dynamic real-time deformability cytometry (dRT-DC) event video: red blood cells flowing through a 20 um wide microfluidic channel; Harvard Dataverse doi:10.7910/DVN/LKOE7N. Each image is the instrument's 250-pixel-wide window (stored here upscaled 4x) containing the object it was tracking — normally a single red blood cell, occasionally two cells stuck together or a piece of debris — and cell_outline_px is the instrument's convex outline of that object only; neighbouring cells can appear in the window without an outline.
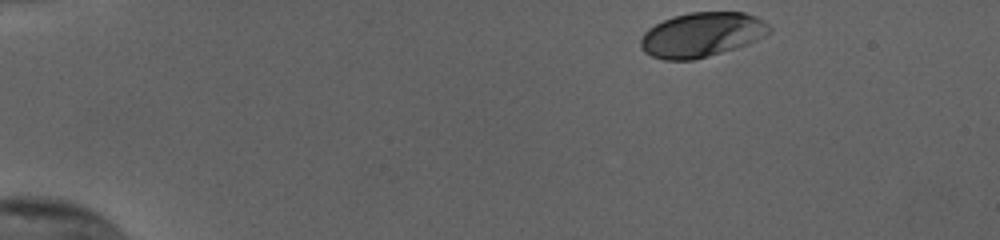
{"species": "human", "species_latin": "Homo sapiens", "temperature_condition": "cold", "stored_images_in_passage": 39, "camera_frame_rate_fps": 3000, "um_per_image_px": 0.085, "donor": {"sex": "female"}, "frame": {"image": 1, "passage_image": 1, "time_ms": 0.0, "image_size_px": [1000, 240], "cell_outline_px": [[772, 32], [748, 44], [708, 56], [692, 60], [664, 60], [652, 56], [644, 52], [640, 48], [640, 40], [644, 32], [648, 28], [672, 16], [688, 12], [744, 12], [756, 16], [764, 20], [772, 28]], "centroid_in_image_um": [59.65, 2.94], "position_along_channel_um": 25.3, "area_um2": 33.64}}
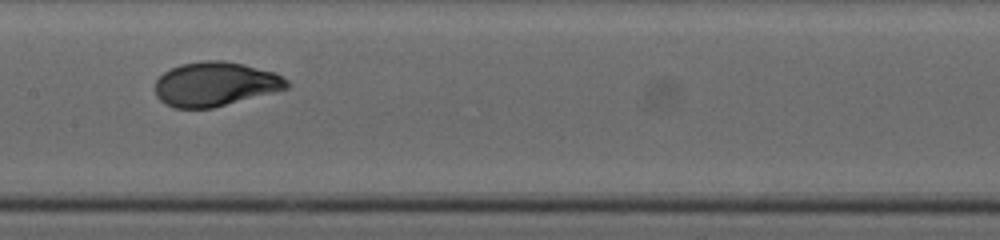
{"frame": {"image": 2, "passage_image": 22, "time_ms": 7.0, "image_size_px": [1000, 240], "cell_outline_px": [[292, 84], [288, 88], [212, 108], [176, 108], [164, 104], [156, 96], [156, 80], [164, 72], [180, 64], [204, 60], [224, 60], [244, 64], [276, 72], [288, 80]], "centroid_in_image_um": [18.31, 7.13], "position_along_channel_um": 189.1, "area_um2": 34.04}}
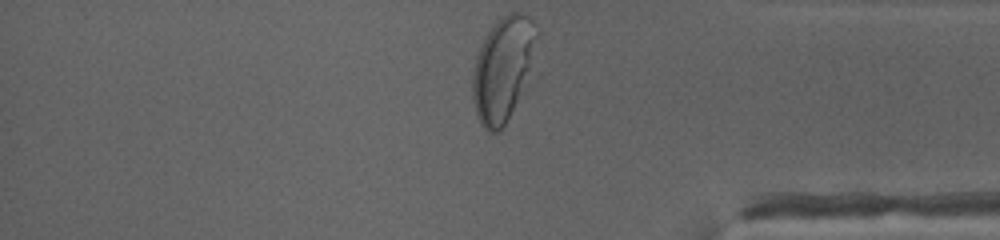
{"frame": {"image": 3, "passage_image": 39, "time_ms": 12.667, "image_size_px": [1000, 240], "cell_outline_px": [[540, 32], [532, 68], [500, 132], [488, 132], [480, 124], [472, 100], [472, 72], [476, 56], [488, 32], [496, 20], [500, 16], [508, 12], [520, 12], [528, 16], [536, 24]], "centroid_in_image_um": [42.76, 5.78], "position_along_channel_um": 392.4, "area_um2": 39.02}, "authors_computed_cell_mechanics": {"area_um2": 33.6396, "velocity_mm_per_s": 3.8, "shape_relaxation_time_tau1_ms": 3.3584, "shape_relaxation_time_tau2_ms": null, "deformation_change_tau1": 0.1743, "deformation_change_tau2": null}}